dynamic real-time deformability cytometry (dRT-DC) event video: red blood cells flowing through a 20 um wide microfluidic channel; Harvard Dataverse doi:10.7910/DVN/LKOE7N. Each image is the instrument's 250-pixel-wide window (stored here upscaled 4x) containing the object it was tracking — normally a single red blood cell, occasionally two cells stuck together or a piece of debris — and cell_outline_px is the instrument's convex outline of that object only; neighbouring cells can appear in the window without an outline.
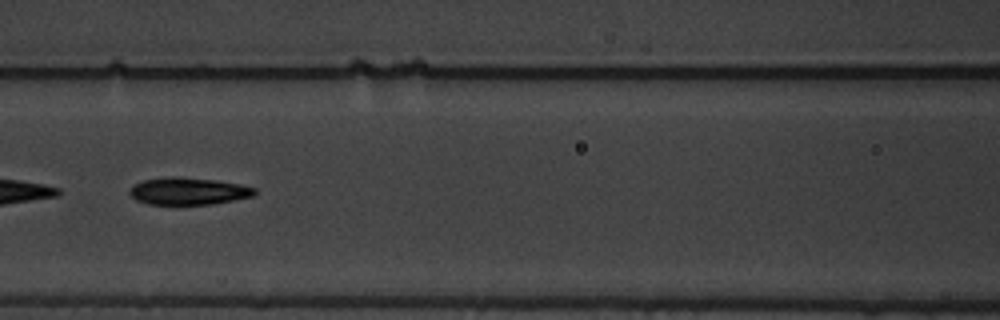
{"species": "common noctule bat (a hibernating species)", "species_latin": "Nyctalus noctula", "temperature_condition": "warm", "stored_images_in_passage": 47, "camera_frame_rate_fps": 3000, "um_per_image_px": 0.085, "animal": {"sex": "male", "body_mass_g": 19.5, "forearm_length_mm": 54.6}, "frame": {"image": 1, "passage_image": 14, "time_ms": 4.333, "image_size_px": [1000, 320], "cell_outline_px": [[256, 192], [252, 196], [212, 204], [148, 204], [136, 200], [128, 192], [136, 184], [144, 180], [172, 176], [176, 176], [216, 180], [240, 184], [256, 188]], "centroid_in_image_um": [16.02, 16.24], "position_along_channel_um": 150.6, "area_um2": 19.59}}
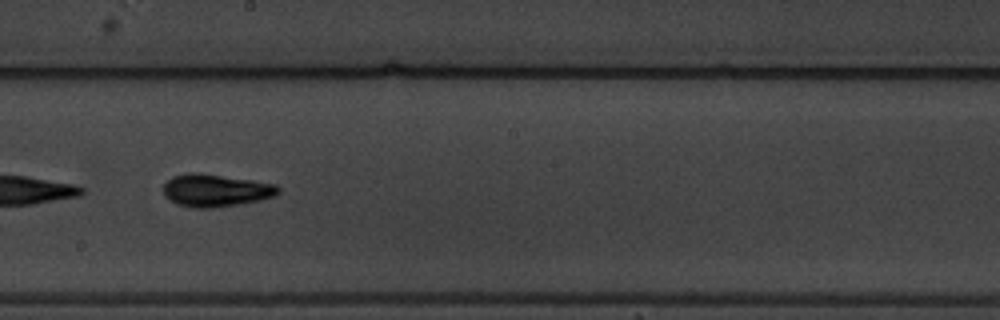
{"frame": {"image": 2, "passage_image": 21, "time_ms": 6.667, "image_size_px": [1000, 320], "cell_outline_px": [[280, 192], [276, 196], [260, 200], [212, 208], [196, 208], [176, 204], [168, 200], [164, 196], [164, 184], [172, 176], [188, 172], [196, 172], [276, 184], [280, 188]], "centroid_in_image_um": [18.31, 16.18], "position_along_channel_um": 229.9, "area_um2": 21.73}}
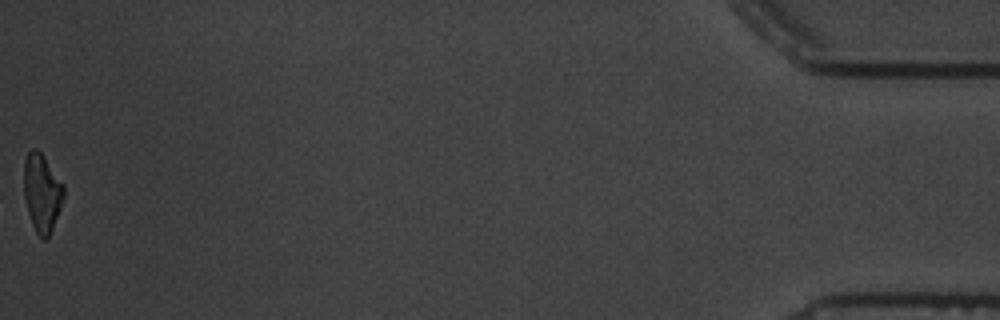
{"frame": {"image": 3, "passage_image": 47, "time_ms": 15.333, "image_size_px": [1000, 320], "cell_outline_px": [[64, 196], [60, 208], [52, 228], [48, 236], [44, 240], [36, 232], [32, 224], [28, 212], [24, 196], [24, 160], [28, 152], [32, 148], [36, 148], [44, 156], [64, 184]], "centroid_in_image_um": [3.56, 16.34], "position_along_channel_um": 431.6, "area_um2": 17.98}, "authors_computed_cell_mechanics": {"area_um2": 19.5364, "velocity_mm_per_s": 3.4062, "shape_relaxation_time_tau1_ms": 4.2156, "shape_relaxation_time_tau2_ms": 2.9282, "deformation_change_tau1": 0.1768, "deformation_change_tau2": 0.0924}}